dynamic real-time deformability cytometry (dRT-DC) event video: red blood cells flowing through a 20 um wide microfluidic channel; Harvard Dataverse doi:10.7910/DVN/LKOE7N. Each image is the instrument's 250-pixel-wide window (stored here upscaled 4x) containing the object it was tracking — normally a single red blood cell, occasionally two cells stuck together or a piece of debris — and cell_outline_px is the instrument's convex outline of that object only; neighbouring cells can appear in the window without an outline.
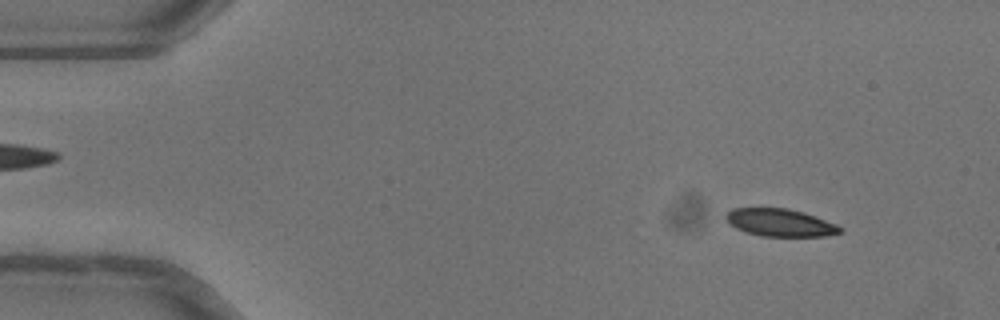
{"species": "common noctule bat (a hibernating species)", "species_latin": "Nyctalus noctula", "temperature_condition": "warm", "stored_images_in_passage": 15, "camera_frame_rate_fps": 3000, "um_per_image_px": 0.085, "animal": {"sex": "female"}, "frame": {"image": 1, "passage_image": 5, "time_ms": 1.333, "image_size_px": [1000, 320], "cell_outline_px": [[844, 232], [824, 236], [760, 236], [736, 228], [728, 224], [724, 216], [732, 208], [788, 208], [804, 212], [816, 216], [836, 224], [844, 228]], "centroid_in_image_um": [66.33, 18.92], "position_along_channel_um": 18.7, "area_um2": 18.5}}